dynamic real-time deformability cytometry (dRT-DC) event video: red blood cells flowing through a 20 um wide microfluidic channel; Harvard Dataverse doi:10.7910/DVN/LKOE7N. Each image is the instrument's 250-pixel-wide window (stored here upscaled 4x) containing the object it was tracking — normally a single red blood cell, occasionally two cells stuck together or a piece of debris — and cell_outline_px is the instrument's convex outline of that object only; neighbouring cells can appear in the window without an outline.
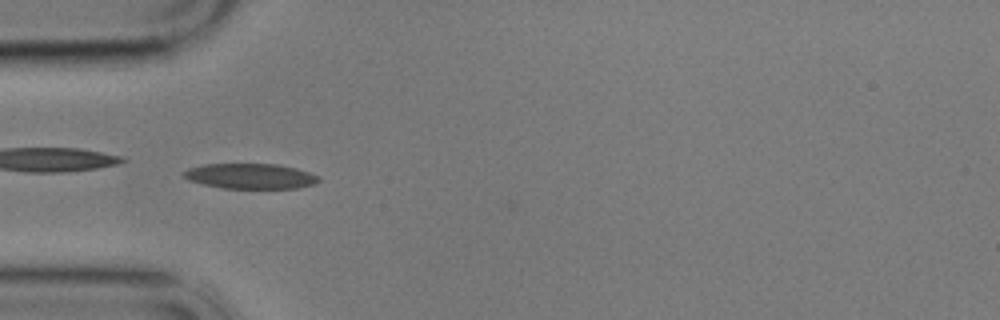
{"species": "common noctule bat (a hibernating species)", "species_latin": "Nyctalus noctula", "temperature_condition": "cold", "stored_images_in_passage": 33, "camera_frame_rate_fps": 3000, "um_per_image_px": 0.085, "animal": {"sex": "male", "body_mass_g": 17.9}, "frame": {"image": 1, "passage_image": 1, "time_ms": 0.0, "image_size_px": [1000, 320], "cell_outline_px": [[320, 180], [316, 184], [296, 188], [224, 188], [204, 184], [188, 180], [180, 172], [188, 168], [204, 164], [276, 164], [296, 168], [320, 176]], "centroid_in_image_um": [21.28, 14.97], "position_along_channel_um": 63.7, "area_um2": 19.88}}
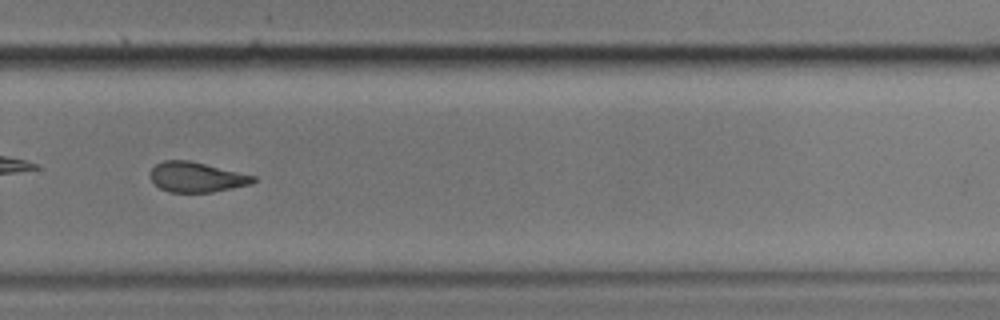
{"frame": {"image": 2, "passage_image": 23, "time_ms": 7.333, "image_size_px": [1000, 320], "cell_outline_px": [[256, 180], [252, 184], [212, 192], [168, 192], [160, 188], [148, 176], [148, 172], [156, 164], [164, 160], [188, 160], [256, 176]], "centroid_in_image_um": [16.68, 15.05], "position_along_channel_um": 313.1, "area_um2": 18.03}}